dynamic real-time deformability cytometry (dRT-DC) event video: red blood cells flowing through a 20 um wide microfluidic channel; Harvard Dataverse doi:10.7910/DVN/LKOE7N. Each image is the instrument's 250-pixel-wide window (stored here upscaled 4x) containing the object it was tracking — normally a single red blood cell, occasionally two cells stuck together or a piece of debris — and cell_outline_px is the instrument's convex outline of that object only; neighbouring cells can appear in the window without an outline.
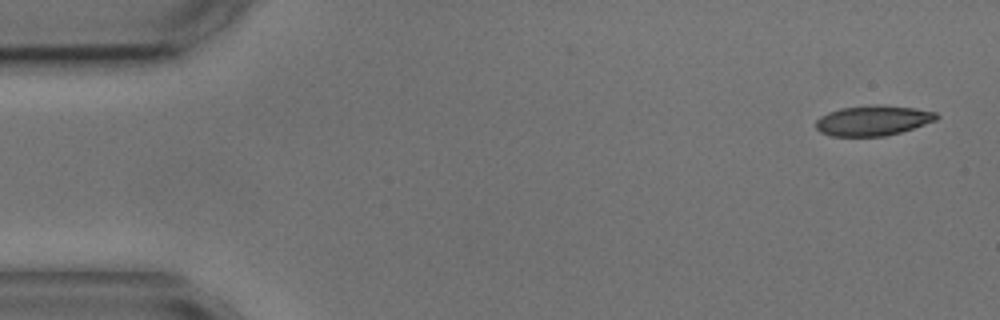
{"species": "common noctule bat (a hibernating species)", "species_latin": "Nyctalus noctula", "temperature_condition": "cold", "stored_images_in_passage": 5, "camera_frame_rate_fps": 3000, "um_per_image_px": 0.085, "animal": {"sex": "male", "body_mass_g": 17.9, "forearm_length_mm": 54.2}, "frame": {"image": 1, "passage_image": 1, "time_ms": 0.0, "image_size_px": [1000, 320], "cell_outline_px": [[940, 116], [936, 120], [900, 132], [884, 136], [832, 136], [820, 132], [816, 128], [816, 120], [820, 116], [828, 112], [840, 108], [872, 104], [876, 104], [916, 108], [936, 112]], "centroid_in_image_um": [74.18, 10.23], "position_along_channel_um": 10.8, "area_um2": 21.27}}